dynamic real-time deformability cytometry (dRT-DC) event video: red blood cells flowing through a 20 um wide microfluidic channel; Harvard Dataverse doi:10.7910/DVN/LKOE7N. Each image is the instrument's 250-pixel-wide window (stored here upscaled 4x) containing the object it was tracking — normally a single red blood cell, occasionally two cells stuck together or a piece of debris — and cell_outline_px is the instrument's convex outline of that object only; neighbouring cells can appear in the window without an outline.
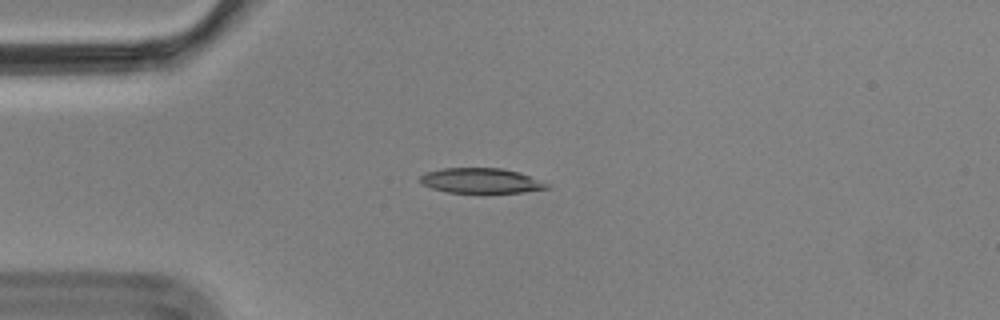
{"species": "Egyptian fruit bat (a non-hibernating species)", "species_latin": "Rousettus aegyptiacus", "temperature_condition": "cold", "stored_images_in_passage": 5, "camera_frame_rate_fps": 3000, "um_per_image_px": 0.085, "animal": {"sex": "male"}, "frame": {"image": 1, "passage_image": 1, "time_ms": 0.0, "image_size_px": [1000, 320], "cell_outline_px": [[552, 188], [524, 192], [448, 192], [432, 188], [420, 184], [420, 176], [424, 172], [440, 168], [500, 168], [520, 172], [548, 184]], "centroid_in_image_um": [40.85, 15.35], "position_along_channel_um": 44.1, "area_um2": 18.5}}
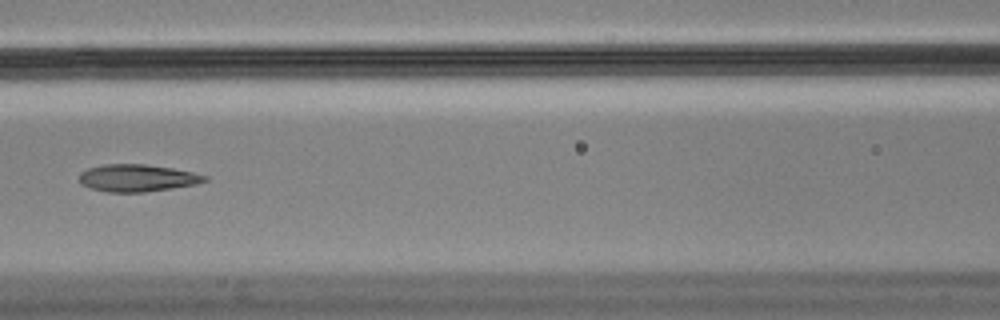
{"frame": {"image": 2, "passage_image": 4, "time_ms": 1.0, "image_size_px": [1000, 320], "cell_outline_px": [[208, 180], [196, 184], [172, 188], [144, 192], [108, 192], [88, 188], [80, 184], [80, 172], [88, 168], [104, 164], [144, 164], [172, 168], [192, 172], [208, 176]], "centroid_in_image_um": [11.64, 15.13], "position_along_channel_um": 155.0, "area_um2": 19.94}}
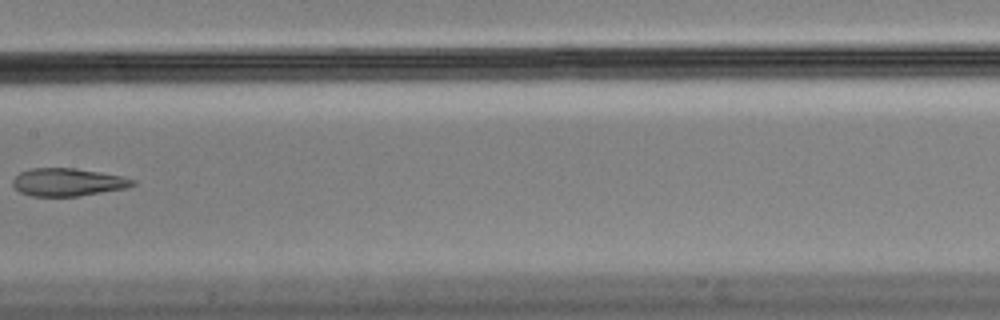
{"frame": {"image": 3, "passage_image": 5, "time_ms": 1.333, "image_size_px": [1000, 320], "cell_outline_px": [[136, 184], [128, 188], [80, 196], [32, 196], [20, 192], [12, 184], [12, 180], [20, 172], [32, 168], [76, 168], [100, 172], [120, 176], [136, 180]], "centroid_in_image_um": [5.78, 15.48], "position_along_channel_um": 201.6, "area_um2": 19.48}}